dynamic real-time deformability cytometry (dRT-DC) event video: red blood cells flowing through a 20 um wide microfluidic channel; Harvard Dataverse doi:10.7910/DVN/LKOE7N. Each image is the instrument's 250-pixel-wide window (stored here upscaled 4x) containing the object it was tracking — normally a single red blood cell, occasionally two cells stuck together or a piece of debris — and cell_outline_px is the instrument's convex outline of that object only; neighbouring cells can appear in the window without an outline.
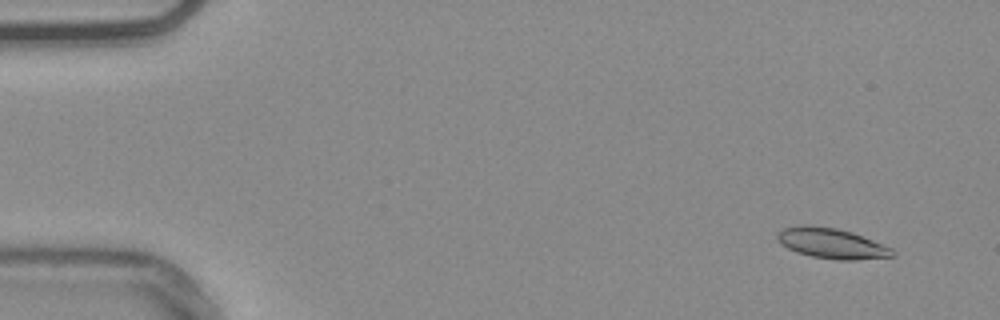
{"species": "common noctule bat (a hibernating species)", "species_latin": "Nyctalus noctula", "temperature_condition": "warm", "stored_images_in_passage": 54, "camera_frame_rate_fps": 3000, "um_per_image_px": 0.085, "animal": {"sex": "male", "body_mass_g": 20.4}, "frame": {"image": 1, "passage_image": 3, "time_ms": 0.667, "image_size_px": [1000, 320], "cell_outline_px": [[896, 256], [856, 260], [836, 260], [812, 256], [796, 252], [780, 244], [776, 240], [776, 232], [784, 228], [804, 224], [836, 228], [852, 232], [892, 248], [896, 252]], "centroid_in_image_um": [70.67, 20.69], "position_along_channel_um": 14.3, "area_um2": 20.52}}
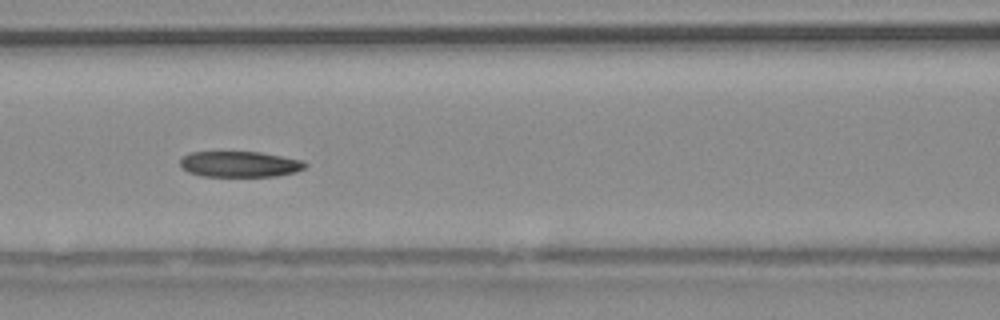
{"frame": {"image": 2, "passage_image": 23, "time_ms": 7.333, "image_size_px": [1000, 320], "cell_outline_px": [[308, 164], [304, 168], [296, 172], [276, 176], [200, 176], [188, 172], [180, 164], [180, 160], [184, 156], [192, 152], [260, 152], [304, 160]], "centroid_in_image_um": [20.42, 13.95], "position_along_channel_um": 146.2, "area_um2": 18.79}}
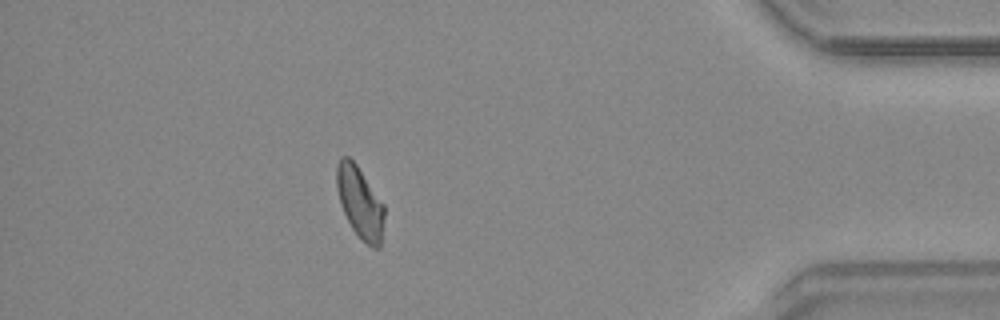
{"frame": {"image": 3, "passage_image": 47, "time_ms": 15.333, "image_size_px": [1000, 320], "cell_outline_px": [[384, 216], [380, 248], [372, 248], [352, 228], [340, 204], [336, 188], [336, 164], [344, 156], [348, 156], [356, 164], [384, 204]], "centroid_in_image_um": [30.58, 17.19], "position_along_channel_um": 404.6, "area_um2": 19.59}}